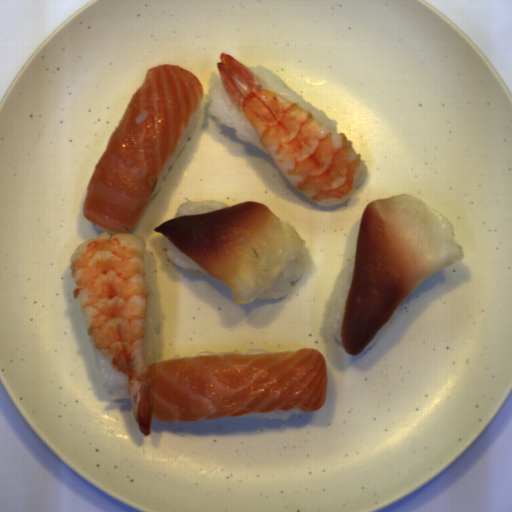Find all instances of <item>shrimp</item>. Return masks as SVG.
<instances>
[{"label":"shrimp","instance_id":"1","mask_svg":"<svg viewBox=\"0 0 512 512\" xmlns=\"http://www.w3.org/2000/svg\"><path fill=\"white\" fill-rule=\"evenodd\" d=\"M146 241L134 233H101L78 244L69 259L72 297L87 337L125 374L132 415L149 436L152 411L144 358L148 318Z\"/></svg>","mask_w":512,"mask_h":512},{"label":"shrimp","instance_id":"2","mask_svg":"<svg viewBox=\"0 0 512 512\" xmlns=\"http://www.w3.org/2000/svg\"><path fill=\"white\" fill-rule=\"evenodd\" d=\"M219 58L215 65L228 98L244 112L286 180L323 207L350 200L369 169L353 141L299 101L262 88L259 75L235 57L222 52Z\"/></svg>","mask_w":512,"mask_h":512}]
</instances>
